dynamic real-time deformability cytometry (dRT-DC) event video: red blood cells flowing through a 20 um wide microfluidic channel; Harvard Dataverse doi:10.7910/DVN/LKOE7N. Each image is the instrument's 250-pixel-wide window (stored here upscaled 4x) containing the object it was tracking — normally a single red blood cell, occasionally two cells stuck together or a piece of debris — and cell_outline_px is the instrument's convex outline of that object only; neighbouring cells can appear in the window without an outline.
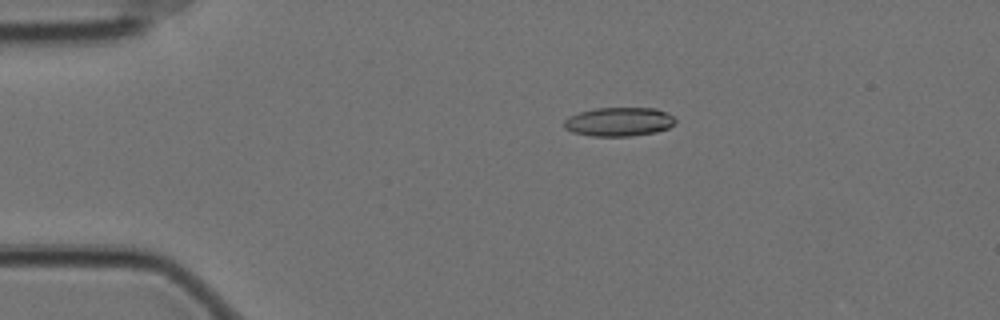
{"species": "Egyptian fruit bat (a non-hibernating species)", "species_latin": "Rousettus aegyptiacus", "temperature_condition": "cold", "stored_images_in_passage": 58, "camera_frame_rate_fps": 3000, "um_per_image_px": 0.085, "animal": {"sex": "female"}, "frame": {"image": 1, "passage_image": 12, "time_ms": 3.667, "image_size_px": [1000, 320], "cell_outline_px": [[676, 124], [668, 128], [656, 132], [632, 136], [592, 136], [572, 132], [564, 128], [564, 120], [568, 116], [580, 112], [596, 108], [656, 108], [668, 112], [676, 120]], "centroid_in_image_um": [52.63, 10.35], "position_along_channel_um": 32.4, "area_um2": 18.9}}
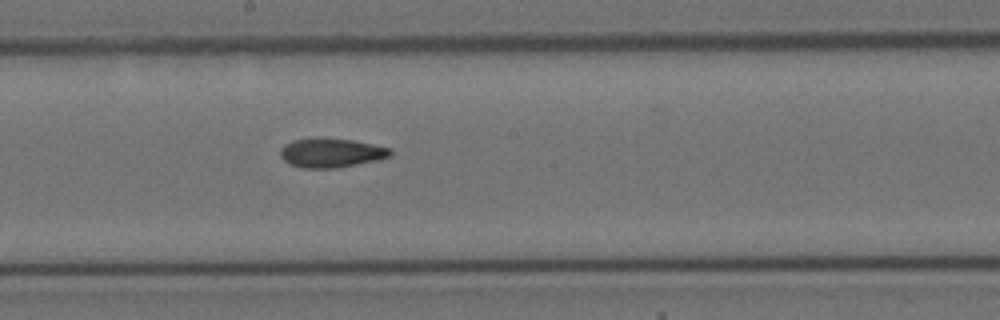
{"frame": {"image": 2, "passage_image": 32, "time_ms": 10.333, "image_size_px": [1000, 320], "cell_outline_px": [[392, 156], [380, 160], [336, 168], [300, 168], [288, 164], [280, 156], [280, 148], [284, 144], [292, 140], [352, 140], [392, 148]], "centroid_in_image_um": [28.18, 13.03], "position_along_channel_um": 220.0, "area_um2": 18.44}}
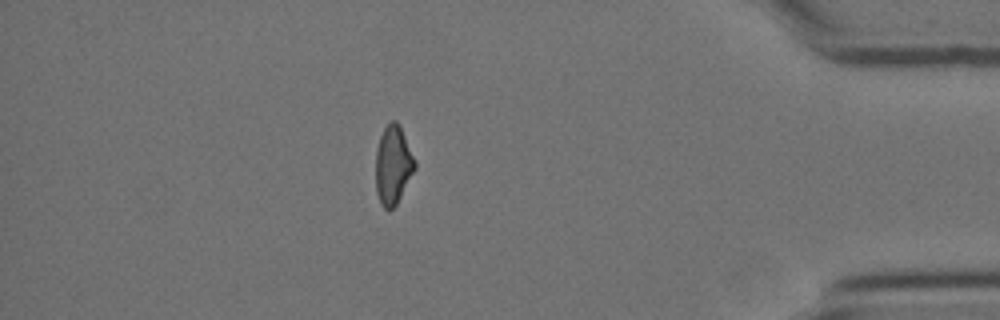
{"frame": {"image": 3, "passage_image": 51, "time_ms": 16.667, "image_size_px": [1000, 320], "cell_outline_px": [[416, 168], [396, 204], [388, 212], [380, 204], [376, 192], [376, 148], [380, 136], [384, 128], [392, 120], [396, 120], [400, 124], [416, 160]], "centroid_in_image_um": [33.41, 14.01], "position_along_channel_um": 401.8, "area_um2": 18.15}, "authors_computed_cell_mechanics": {"area_um2": 18.4093, "velocity_mm_per_s": 3.5081, "shape_relaxation_time_tau1_ms": null, "shape_relaxation_time_tau2_ms": 5.4361, "deformation_change_tau1": null, "deformation_change_tau2": 0.1315}}